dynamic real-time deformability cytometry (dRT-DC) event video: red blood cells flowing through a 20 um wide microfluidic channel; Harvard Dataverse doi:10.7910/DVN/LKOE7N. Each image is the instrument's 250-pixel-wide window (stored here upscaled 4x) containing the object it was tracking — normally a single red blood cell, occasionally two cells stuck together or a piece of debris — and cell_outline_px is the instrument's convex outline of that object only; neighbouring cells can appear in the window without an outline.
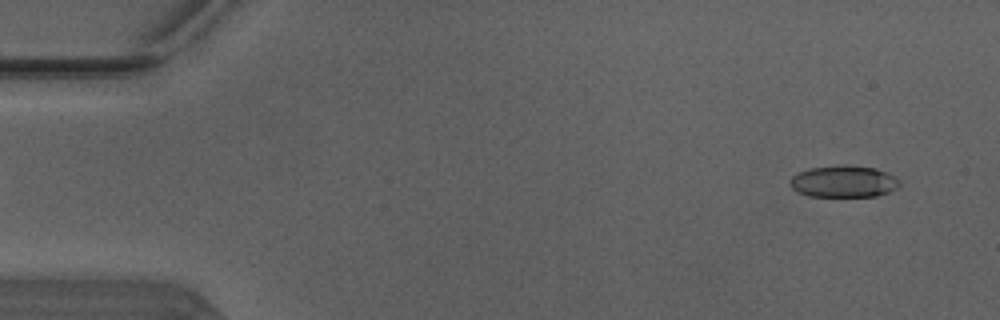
{"species": "Egyptian fruit bat (a non-hibernating species)", "species_latin": "Rousettus aegyptiacus", "temperature_condition": "warm", "stored_images_in_passage": 17, "camera_frame_rate_fps": 3000, "um_per_image_px": 0.085, "animal": {"sex": "male"}, "frame": {"image": 1, "passage_image": 1, "time_ms": 0.0, "image_size_px": [1000, 320], "cell_outline_px": [[900, 184], [896, 188], [888, 192], [876, 196], [808, 196], [792, 188], [788, 184], [788, 180], [792, 176], [800, 172], [812, 168], [840, 164], [848, 164], [876, 168], [888, 172], [900, 180]], "centroid_in_image_um": [71.72, 15.41], "position_along_channel_um": 13.3, "area_um2": 20.46}}
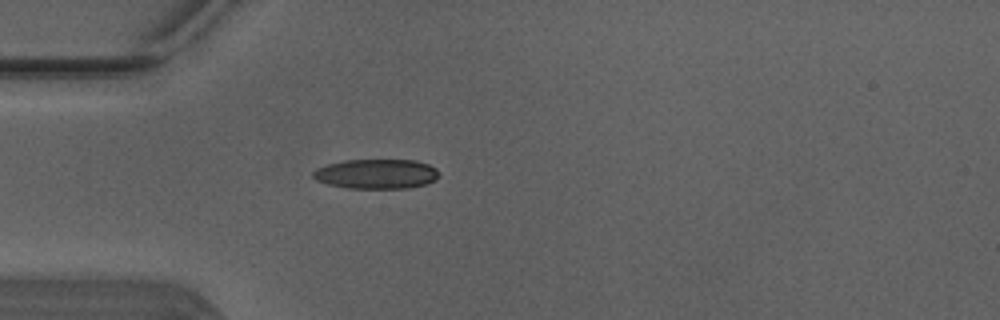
{"frame": {"image": 2, "passage_image": 12, "time_ms": 3.667, "image_size_px": [1000, 320], "cell_outline_px": [[440, 176], [436, 180], [428, 184], [408, 188], [348, 188], [328, 184], [316, 180], [312, 176], [312, 172], [316, 168], [328, 164], [344, 160], [416, 160], [428, 164], [436, 168], [440, 172]], "centroid_in_image_um": [32.03, 14.78], "position_along_channel_um": 53.0, "area_um2": 22.02}}
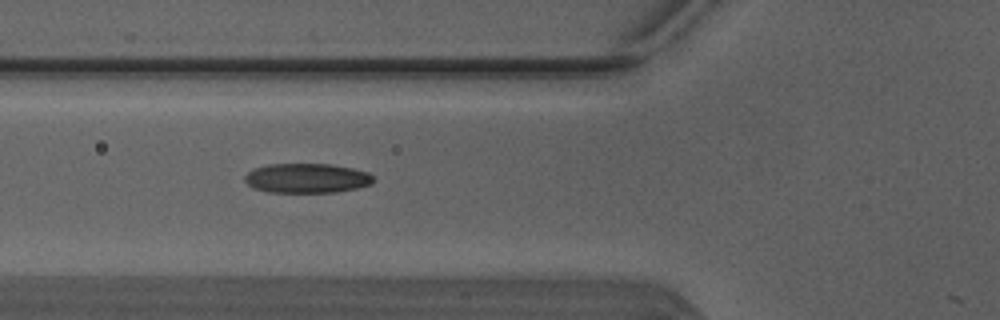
{"frame": {"image": 3, "passage_image": 16, "time_ms": 5.0, "image_size_px": [1000, 320], "cell_outline_px": [[376, 180], [372, 184], [356, 188], [336, 192], [268, 192], [252, 188], [244, 180], [244, 176], [252, 168], [268, 164], [332, 164], [352, 168], [368, 172]], "centroid_in_image_um": [26.07, 15.14], "position_along_channel_um": 99.7, "area_um2": 22.37}}